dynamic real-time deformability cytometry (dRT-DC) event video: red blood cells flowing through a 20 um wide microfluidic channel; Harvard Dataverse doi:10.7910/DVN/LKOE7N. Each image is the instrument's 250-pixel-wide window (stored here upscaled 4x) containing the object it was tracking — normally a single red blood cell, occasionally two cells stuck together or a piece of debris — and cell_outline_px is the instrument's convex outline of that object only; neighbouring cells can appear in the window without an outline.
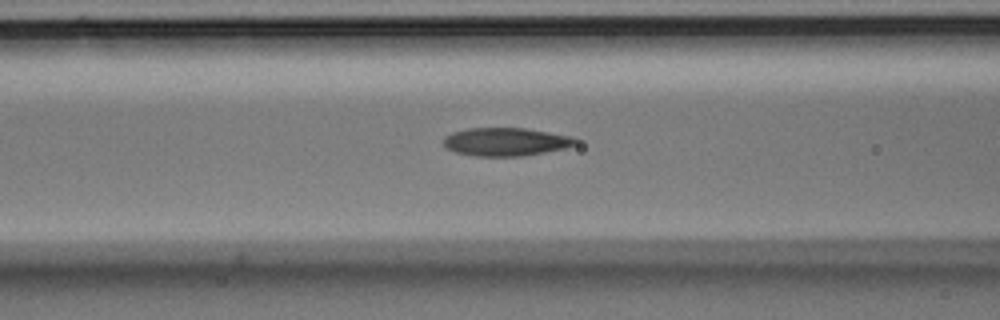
{"species": "Egyptian fruit bat (a non-hibernating species)", "species_latin": "Rousettus aegyptiacus", "temperature_condition": "room temperature", "stored_images_in_passage": 6, "segment_of_instrument_passage": [1, 2], "camera_frame_rate_fps": 3000, "um_per_image_px": 0.085, "animal": {"sex": "male"}, "frame": {"image": 1, "passage_image": 4, "time_ms": 1.0, "image_size_px": [1000, 320], "cell_outline_px": [[580, 144], [568, 148], [524, 156], [476, 156], [456, 152], [448, 148], [444, 144], [444, 136], [452, 132], [468, 128], [524, 128], [572, 136], [580, 140]], "centroid_in_image_um": [43.07, 12.05], "position_along_channel_um": 123.5, "area_um2": 21.91}}
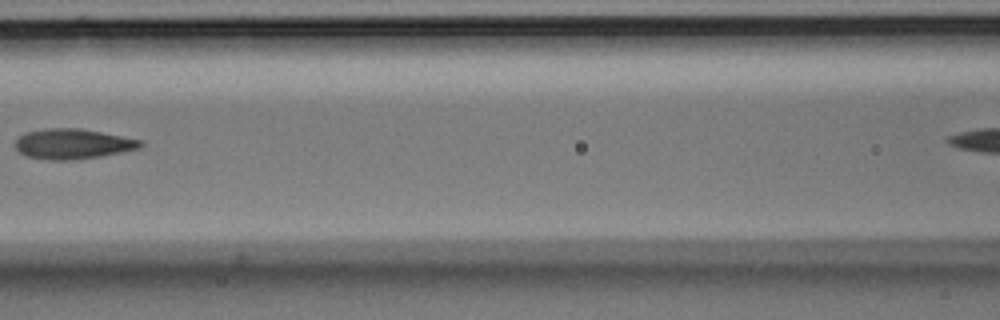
{"frame": {"image": 2, "passage_image": 5, "time_ms": 1.333, "image_size_px": [1000, 320], "cell_outline_px": [[144, 144], [140, 148], [100, 156], [72, 160], [44, 160], [24, 156], [16, 148], [16, 140], [20, 136], [28, 132], [44, 128], [80, 128], [144, 140]], "centroid_in_image_um": [6.19, 12.23], "position_along_channel_um": 160.4, "area_um2": 22.08}}